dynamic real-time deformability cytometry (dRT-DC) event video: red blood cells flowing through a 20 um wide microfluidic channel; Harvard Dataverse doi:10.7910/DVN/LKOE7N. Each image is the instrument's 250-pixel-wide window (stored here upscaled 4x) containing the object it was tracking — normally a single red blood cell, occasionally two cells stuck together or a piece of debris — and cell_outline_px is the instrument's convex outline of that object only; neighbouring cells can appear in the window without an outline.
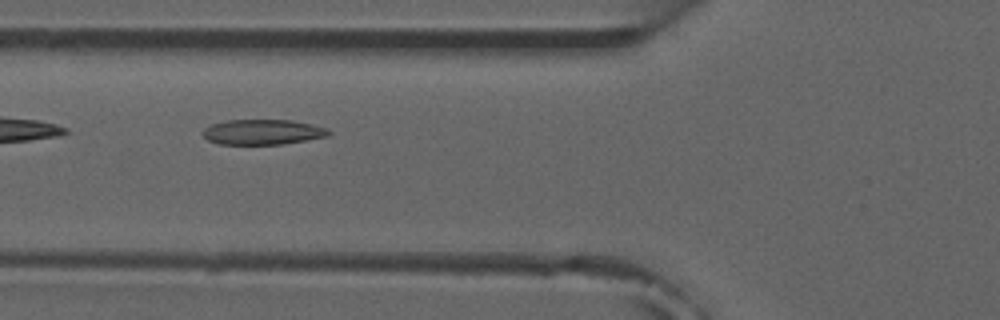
{"species": "common noctule bat (a hibernating species)", "species_latin": "Nyctalus noctula", "temperature_condition": "room temperature", "stored_images_in_passage": 6, "camera_frame_rate_fps": 3000, "um_per_image_px": 0.085, "animal": {"sex": "male", "forearm_length_mm": 52.5}, "frame": {"image": 1, "passage_image": 6, "time_ms": 6.0, "image_size_px": [1000, 320], "cell_outline_px": [[332, 132], [328, 136], [284, 144], [220, 144], [208, 140], [200, 132], [204, 128], [212, 124], [228, 120], [292, 120], [312, 124], [328, 128]], "centroid_in_image_um": [22.34, 11.22], "position_along_channel_um": 103.5, "area_um2": 18.55}}